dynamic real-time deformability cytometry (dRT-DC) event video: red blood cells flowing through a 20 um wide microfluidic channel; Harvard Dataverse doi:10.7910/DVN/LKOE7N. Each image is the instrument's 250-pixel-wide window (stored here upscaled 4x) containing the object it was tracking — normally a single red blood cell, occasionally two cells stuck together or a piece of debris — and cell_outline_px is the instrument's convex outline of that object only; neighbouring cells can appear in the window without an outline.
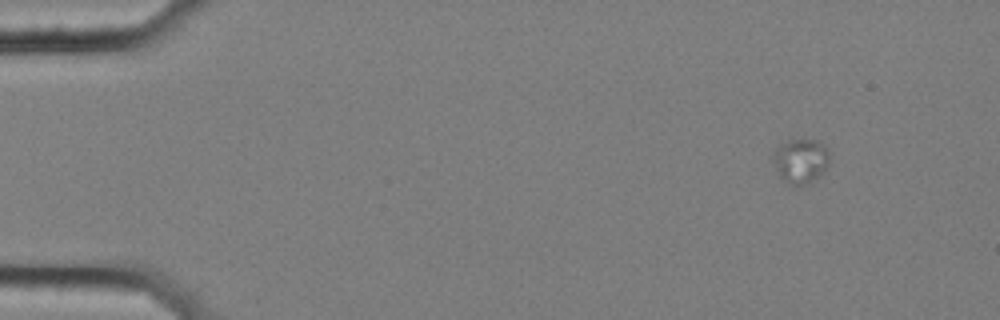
{"species": "common noctule bat (a hibernating species)", "species_latin": "Nyctalus noctula", "temperature_condition": "cold", "stored_images_in_passage": 21, "camera_frame_rate_fps": 3000, "um_per_image_px": 0.085, "animal": {"sex": "female", "body_mass_g": 25.1}, "frame": {"image": 1, "passage_image": 1, "time_ms": 0.0, "image_size_px": [1000, 320], "cell_outline_px": [[828, 164], [824, 172], [800, 188], [792, 184], [780, 176], [772, 160], [772, 156], [776, 148], [788, 140], [816, 140], [824, 144], [828, 152]], "centroid_in_image_um": [68.06, 13.68], "position_along_channel_um": 16.9, "area_um2": 14.45}}